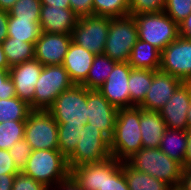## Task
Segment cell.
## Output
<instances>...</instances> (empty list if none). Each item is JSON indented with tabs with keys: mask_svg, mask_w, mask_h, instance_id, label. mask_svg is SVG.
Returning a JSON list of instances; mask_svg holds the SVG:
<instances>
[{
	"mask_svg": "<svg viewBox=\"0 0 191 190\" xmlns=\"http://www.w3.org/2000/svg\"><path fill=\"white\" fill-rule=\"evenodd\" d=\"M23 174L52 188L70 176L67 158L59 150H32Z\"/></svg>",
	"mask_w": 191,
	"mask_h": 190,
	"instance_id": "obj_2",
	"label": "cell"
},
{
	"mask_svg": "<svg viewBox=\"0 0 191 190\" xmlns=\"http://www.w3.org/2000/svg\"><path fill=\"white\" fill-rule=\"evenodd\" d=\"M42 69L43 65L35 58L26 60L9 69V75L13 81L16 96L27 102L31 109H33L35 86Z\"/></svg>",
	"mask_w": 191,
	"mask_h": 190,
	"instance_id": "obj_15",
	"label": "cell"
},
{
	"mask_svg": "<svg viewBox=\"0 0 191 190\" xmlns=\"http://www.w3.org/2000/svg\"><path fill=\"white\" fill-rule=\"evenodd\" d=\"M70 8L80 18L93 15V0H69Z\"/></svg>",
	"mask_w": 191,
	"mask_h": 190,
	"instance_id": "obj_40",
	"label": "cell"
},
{
	"mask_svg": "<svg viewBox=\"0 0 191 190\" xmlns=\"http://www.w3.org/2000/svg\"><path fill=\"white\" fill-rule=\"evenodd\" d=\"M73 84L62 64L44 65L35 86L33 109L47 110Z\"/></svg>",
	"mask_w": 191,
	"mask_h": 190,
	"instance_id": "obj_9",
	"label": "cell"
},
{
	"mask_svg": "<svg viewBox=\"0 0 191 190\" xmlns=\"http://www.w3.org/2000/svg\"><path fill=\"white\" fill-rule=\"evenodd\" d=\"M170 190H181L179 187L171 188Z\"/></svg>",
	"mask_w": 191,
	"mask_h": 190,
	"instance_id": "obj_52",
	"label": "cell"
},
{
	"mask_svg": "<svg viewBox=\"0 0 191 190\" xmlns=\"http://www.w3.org/2000/svg\"><path fill=\"white\" fill-rule=\"evenodd\" d=\"M42 5L60 7V8H70L69 0H40Z\"/></svg>",
	"mask_w": 191,
	"mask_h": 190,
	"instance_id": "obj_47",
	"label": "cell"
},
{
	"mask_svg": "<svg viewBox=\"0 0 191 190\" xmlns=\"http://www.w3.org/2000/svg\"><path fill=\"white\" fill-rule=\"evenodd\" d=\"M1 44L10 67L34 58V43L7 37Z\"/></svg>",
	"mask_w": 191,
	"mask_h": 190,
	"instance_id": "obj_29",
	"label": "cell"
},
{
	"mask_svg": "<svg viewBox=\"0 0 191 190\" xmlns=\"http://www.w3.org/2000/svg\"><path fill=\"white\" fill-rule=\"evenodd\" d=\"M164 12L179 25L191 14V0H166Z\"/></svg>",
	"mask_w": 191,
	"mask_h": 190,
	"instance_id": "obj_35",
	"label": "cell"
},
{
	"mask_svg": "<svg viewBox=\"0 0 191 190\" xmlns=\"http://www.w3.org/2000/svg\"><path fill=\"white\" fill-rule=\"evenodd\" d=\"M127 162L138 171L165 182L171 188L179 187L184 167L159 148H141Z\"/></svg>",
	"mask_w": 191,
	"mask_h": 190,
	"instance_id": "obj_3",
	"label": "cell"
},
{
	"mask_svg": "<svg viewBox=\"0 0 191 190\" xmlns=\"http://www.w3.org/2000/svg\"><path fill=\"white\" fill-rule=\"evenodd\" d=\"M140 130L143 148H159L167 126L159 111L140 108Z\"/></svg>",
	"mask_w": 191,
	"mask_h": 190,
	"instance_id": "obj_20",
	"label": "cell"
},
{
	"mask_svg": "<svg viewBox=\"0 0 191 190\" xmlns=\"http://www.w3.org/2000/svg\"><path fill=\"white\" fill-rule=\"evenodd\" d=\"M124 175L129 190H170L171 187L157 178L133 168L124 161Z\"/></svg>",
	"mask_w": 191,
	"mask_h": 190,
	"instance_id": "obj_25",
	"label": "cell"
},
{
	"mask_svg": "<svg viewBox=\"0 0 191 190\" xmlns=\"http://www.w3.org/2000/svg\"><path fill=\"white\" fill-rule=\"evenodd\" d=\"M8 151L14 160L16 168L22 172L32 153L30 144L25 139H22L21 141L16 142Z\"/></svg>",
	"mask_w": 191,
	"mask_h": 190,
	"instance_id": "obj_37",
	"label": "cell"
},
{
	"mask_svg": "<svg viewBox=\"0 0 191 190\" xmlns=\"http://www.w3.org/2000/svg\"><path fill=\"white\" fill-rule=\"evenodd\" d=\"M117 112L97 89H87V123L99 128L109 140L114 135Z\"/></svg>",
	"mask_w": 191,
	"mask_h": 190,
	"instance_id": "obj_12",
	"label": "cell"
},
{
	"mask_svg": "<svg viewBox=\"0 0 191 190\" xmlns=\"http://www.w3.org/2000/svg\"><path fill=\"white\" fill-rule=\"evenodd\" d=\"M0 69H10V65L7 61V58L3 51V47L1 43H0Z\"/></svg>",
	"mask_w": 191,
	"mask_h": 190,
	"instance_id": "obj_49",
	"label": "cell"
},
{
	"mask_svg": "<svg viewBox=\"0 0 191 190\" xmlns=\"http://www.w3.org/2000/svg\"><path fill=\"white\" fill-rule=\"evenodd\" d=\"M41 33L39 22L19 18H9L8 20V37L15 38V40L35 44Z\"/></svg>",
	"mask_w": 191,
	"mask_h": 190,
	"instance_id": "obj_27",
	"label": "cell"
},
{
	"mask_svg": "<svg viewBox=\"0 0 191 190\" xmlns=\"http://www.w3.org/2000/svg\"><path fill=\"white\" fill-rule=\"evenodd\" d=\"M111 17L89 15L77 20L72 41L94 55L104 53Z\"/></svg>",
	"mask_w": 191,
	"mask_h": 190,
	"instance_id": "obj_10",
	"label": "cell"
},
{
	"mask_svg": "<svg viewBox=\"0 0 191 190\" xmlns=\"http://www.w3.org/2000/svg\"><path fill=\"white\" fill-rule=\"evenodd\" d=\"M17 0H0V10L9 11Z\"/></svg>",
	"mask_w": 191,
	"mask_h": 190,
	"instance_id": "obj_50",
	"label": "cell"
},
{
	"mask_svg": "<svg viewBox=\"0 0 191 190\" xmlns=\"http://www.w3.org/2000/svg\"><path fill=\"white\" fill-rule=\"evenodd\" d=\"M9 12L0 10V43L8 37Z\"/></svg>",
	"mask_w": 191,
	"mask_h": 190,
	"instance_id": "obj_43",
	"label": "cell"
},
{
	"mask_svg": "<svg viewBox=\"0 0 191 190\" xmlns=\"http://www.w3.org/2000/svg\"><path fill=\"white\" fill-rule=\"evenodd\" d=\"M15 96V87L9 69H0V99H10Z\"/></svg>",
	"mask_w": 191,
	"mask_h": 190,
	"instance_id": "obj_39",
	"label": "cell"
},
{
	"mask_svg": "<svg viewBox=\"0 0 191 190\" xmlns=\"http://www.w3.org/2000/svg\"><path fill=\"white\" fill-rule=\"evenodd\" d=\"M187 124H188V130H191V104L187 112Z\"/></svg>",
	"mask_w": 191,
	"mask_h": 190,
	"instance_id": "obj_51",
	"label": "cell"
},
{
	"mask_svg": "<svg viewBox=\"0 0 191 190\" xmlns=\"http://www.w3.org/2000/svg\"><path fill=\"white\" fill-rule=\"evenodd\" d=\"M100 190H129L124 175V161L112 156L104 160V183Z\"/></svg>",
	"mask_w": 191,
	"mask_h": 190,
	"instance_id": "obj_28",
	"label": "cell"
},
{
	"mask_svg": "<svg viewBox=\"0 0 191 190\" xmlns=\"http://www.w3.org/2000/svg\"><path fill=\"white\" fill-rule=\"evenodd\" d=\"M187 148V131L167 128L159 149L184 167Z\"/></svg>",
	"mask_w": 191,
	"mask_h": 190,
	"instance_id": "obj_23",
	"label": "cell"
},
{
	"mask_svg": "<svg viewBox=\"0 0 191 190\" xmlns=\"http://www.w3.org/2000/svg\"><path fill=\"white\" fill-rule=\"evenodd\" d=\"M71 41V35L42 32L34 44V58L43 66L60 65L64 61Z\"/></svg>",
	"mask_w": 191,
	"mask_h": 190,
	"instance_id": "obj_16",
	"label": "cell"
},
{
	"mask_svg": "<svg viewBox=\"0 0 191 190\" xmlns=\"http://www.w3.org/2000/svg\"><path fill=\"white\" fill-rule=\"evenodd\" d=\"M32 109L30 105L17 96L0 99V123L8 121H26Z\"/></svg>",
	"mask_w": 191,
	"mask_h": 190,
	"instance_id": "obj_30",
	"label": "cell"
},
{
	"mask_svg": "<svg viewBox=\"0 0 191 190\" xmlns=\"http://www.w3.org/2000/svg\"><path fill=\"white\" fill-rule=\"evenodd\" d=\"M166 0H129V15L160 13Z\"/></svg>",
	"mask_w": 191,
	"mask_h": 190,
	"instance_id": "obj_36",
	"label": "cell"
},
{
	"mask_svg": "<svg viewBox=\"0 0 191 190\" xmlns=\"http://www.w3.org/2000/svg\"><path fill=\"white\" fill-rule=\"evenodd\" d=\"M182 83L183 81L175 76L161 70H153L152 85L138 107L148 111H160Z\"/></svg>",
	"mask_w": 191,
	"mask_h": 190,
	"instance_id": "obj_17",
	"label": "cell"
},
{
	"mask_svg": "<svg viewBox=\"0 0 191 190\" xmlns=\"http://www.w3.org/2000/svg\"><path fill=\"white\" fill-rule=\"evenodd\" d=\"M95 55L71 41L62 65L74 84H82L88 75Z\"/></svg>",
	"mask_w": 191,
	"mask_h": 190,
	"instance_id": "obj_19",
	"label": "cell"
},
{
	"mask_svg": "<svg viewBox=\"0 0 191 190\" xmlns=\"http://www.w3.org/2000/svg\"><path fill=\"white\" fill-rule=\"evenodd\" d=\"M42 3L40 0H17L8 11L9 18L31 19L39 22Z\"/></svg>",
	"mask_w": 191,
	"mask_h": 190,
	"instance_id": "obj_34",
	"label": "cell"
},
{
	"mask_svg": "<svg viewBox=\"0 0 191 190\" xmlns=\"http://www.w3.org/2000/svg\"><path fill=\"white\" fill-rule=\"evenodd\" d=\"M49 190H85L81 187L77 182L73 180L71 176H69L66 180L56 184L54 187Z\"/></svg>",
	"mask_w": 191,
	"mask_h": 190,
	"instance_id": "obj_42",
	"label": "cell"
},
{
	"mask_svg": "<svg viewBox=\"0 0 191 190\" xmlns=\"http://www.w3.org/2000/svg\"><path fill=\"white\" fill-rule=\"evenodd\" d=\"M24 139L32 150H58V123L48 110L32 109L29 112Z\"/></svg>",
	"mask_w": 191,
	"mask_h": 190,
	"instance_id": "obj_8",
	"label": "cell"
},
{
	"mask_svg": "<svg viewBox=\"0 0 191 190\" xmlns=\"http://www.w3.org/2000/svg\"><path fill=\"white\" fill-rule=\"evenodd\" d=\"M131 68L128 62H117L104 84L97 89L117 109L130 108L128 80Z\"/></svg>",
	"mask_w": 191,
	"mask_h": 190,
	"instance_id": "obj_13",
	"label": "cell"
},
{
	"mask_svg": "<svg viewBox=\"0 0 191 190\" xmlns=\"http://www.w3.org/2000/svg\"><path fill=\"white\" fill-rule=\"evenodd\" d=\"M116 63L117 61L105 54L95 55L87 78L81 85L87 89H98L104 84Z\"/></svg>",
	"mask_w": 191,
	"mask_h": 190,
	"instance_id": "obj_26",
	"label": "cell"
},
{
	"mask_svg": "<svg viewBox=\"0 0 191 190\" xmlns=\"http://www.w3.org/2000/svg\"><path fill=\"white\" fill-rule=\"evenodd\" d=\"M191 104V82H183L159 113L167 128L188 131L187 112Z\"/></svg>",
	"mask_w": 191,
	"mask_h": 190,
	"instance_id": "obj_14",
	"label": "cell"
},
{
	"mask_svg": "<svg viewBox=\"0 0 191 190\" xmlns=\"http://www.w3.org/2000/svg\"><path fill=\"white\" fill-rule=\"evenodd\" d=\"M78 18L71 8L42 5L39 24L42 32L71 35Z\"/></svg>",
	"mask_w": 191,
	"mask_h": 190,
	"instance_id": "obj_18",
	"label": "cell"
},
{
	"mask_svg": "<svg viewBox=\"0 0 191 190\" xmlns=\"http://www.w3.org/2000/svg\"><path fill=\"white\" fill-rule=\"evenodd\" d=\"M107 36L103 54L117 62H128L132 48L139 39L134 16L112 18Z\"/></svg>",
	"mask_w": 191,
	"mask_h": 190,
	"instance_id": "obj_5",
	"label": "cell"
},
{
	"mask_svg": "<svg viewBox=\"0 0 191 190\" xmlns=\"http://www.w3.org/2000/svg\"><path fill=\"white\" fill-rule=\"evenodd\" d=\"M153 70L131 68L128 80L130 108L138 107L152 85Z\"/></svg>",
	"mask_w": 191,
	"mask_h": 190,
	"instance_id": "obj_24",
	"label": "cell"
},
{
	"mask_svg": "<svg viewBox=\"0 0 191 190\" xmlns=\"http://www.w3.org/2000/svg\"><path fill=\"white\" fill-rule=\"evenodd\" d=\"M70 176L85 190H100L104 183V160L73 167Z\"/></svg>",
	"mask_w": 191,
	"mask_h": 190,
	"instance_id": "obj_21",
	"label": "cell"
},
{
	"mask_svg": "<svg viewBox=\"0 0 191 190\" xmlns=\"http://www.w3.org/2000/svg\"><path fill=\"white\" fill-rule=\"evenodd\" d=\"M75 151L67 158L68 167L103 161L112 156L110 140L99 130L86 123L81 129Z\"/></svg>",
	"mask_w": 191,
	"mask_h": 190,
	"instance_id": "obj_7",
	"label": "cell"
},
{
	"mask_svg": "<svg viewBox=\"0 0 191 190\" xmlns=\"http://www.w3.org/2000/svg\"><path fill=\"white\" fill-rule=\"evenodd\" d=\"M139 123V107L118 109L114 135L110 140L111 154L116 160L127 161L143 148Z\"/></svg>",
	"mask_w": 191,
	"mask_h": 190,
	"instance_id": "obj_1",
	"label": "cell"
},
{
	"mask_svg": "<svg viewBox=\"0 0 191 190\" xmlns=\"http://www.w3.org/2000/svg\"><path fill=\"white\" fill-rule=\"evenodd\" d=\"M160 55L161 52L156 47L138 39L132 48L128 63L135 69L157 71L160 67Z\"/></svg>",
	"mask_w": 191,
	"mask_h": 190,
	"instance_id": "obj_22",
	"label": "cell"
},
{
	"mask_svg": "<svg viewBox=\"0 0 191 190\" xmlns=\"http://www.w3.org/2000/svg\"><path fill=\"white\" fill-rule=\"evenodd\" d=\"M47 110L57 123L86 124L87 88L81 84H73L62 92Z\"/></svg>",
	"mask_w": 191,
	"mask_h": 190,
	"instance_id": "obj_6",
	"label": "cell"
},
{
	"mask_svg": "<svg viewBox=\"0 0 191 190\" xmlns=\"http://www.w3.org/2000/svg\"><path fill=\"white\" fill-rule=\"evenodd\" d=\"M12 190H49V188L32 177L19 172L13 180Z\"/></svg>",
	"mask_w": 191,
	"mask_h": 190,
	"instance_id": "obj_38",
	"label": "cell"
},
{
	"mask_svg": "<svg viewBox=\"0 0 191 190\" xmlns=\"http://www.w3.org/2000/svg\"><path fill=\"white\" fill-rule=\"evenodd\" d=\"M16 174H0V190H12Z\"/></svg>",
	"mask_w": 191,
	"mask_h": 190,
	"instance_id": "obj_45",
	"label": "cell"
},
{
	"mask_svg": "<svg viewBox=\"0 0 191 190\" xmlns=\"http://www.w3.org/2000/svg\"><path fill=\"white\" fill-rule=\"evenodd\" d=\"M184 168H191V130L187 131V148L185 154Z\"/></svg>",
	"mask_w": 191,
	"mask_h": 190,
	"instance_id": "obj_48",
	"label": "cell"
},
{
	"mask_svg": "<svg viewBox=\"0 0 191 190\" xmlns=\"http://www.w3.org/2000/svg\"><path fill=\"white\" fill-rule=\"evenodd\" d=\"M93 15L111 18L129 15V0H93Z\"/></svg>",
	"mask_w": 191,
	"mask_h": 190,
	"instance_id": "obj_33",
	"label": "cell"
},
{
	"mask_svg": "<svg viewBox=\"0 0 191 190\" xmlns=\"http://www.w3.org/2000/svg\"><path fill=\"white\" fill-rule=\"evenodd\" d=\"M138 38L150 43L160 52L179 36V25L164 11L134 15Z\"/></svg>",
	"mask_w": 191,
	"mask_h": 190,
	"instance_id": "obj_4",
	"label": "cell"
},
{
	"mask_svg": "<svg viewBox=\"0 0 191 190\" xmlns=\"http://www.w3.org/2000/svg\"><path fill=\"white\" fill-rule=\"evenodd\" d=\"M19 172L9 151L0 149V174H18Z\"/></svg>",
	"mask_w": 191,
	"mask_h": 190,
	"instance_id": "obj_41",
	"label": "cell"
},
{
	"mask_svg": "<svg viewBox=\"0 0 191 190\" xmlns=\"http://www.w3.org/2000/svg\"><path fill=\"white\" fill-rule=\"evenodd\" d=\"M159 70L191 82V38L179 36L161 51Z\"/></svg>",
	"mask_w": 191,
	"mask_h": 190,
	"instance_id": "obj_11",
	"label": "cell"
},
{
	"mask_svg": "<svg viewBox=\"0 0 191 190\" xmlns=\"http://www.w3.org/2000/svg\"><path fill=\"white\" fill-rule=\"evenodd\" d=\"M179 188L181 190H191V168L183 169Z\"/></svg>",
	"mask_w": 191,
	"mask_h": 190,
	"instance_id": "obj_44",
	"label": "cell"
},
{
	"mask_svg": "<svg viewBox=\"0 0 191 190\" xmlns=\"http://www.w3.org/2000/svg\"><path fill=\"white\" fill-rule=\"evenodd\" d=\"M26 121H6L0 123V149L10 150L18 141L24 139Z\"/></svg>",
	"mask_w": 191,
	"mask_h": 190,
	"instance_id": "obj_32",
	"label": "cell"
},
{
	"mask_svg": "<svg viewBox=\"0 0 191 190\" xmlns=\"http://www.w3.org/2000/svg\"><path fill=\"white\" fill-rule=\"evenodd\" d=\"M85 124L68 125V123H58V150L68 158L76 149L80 138L81 129Z\"/></svg>",
	"mask_w": 191,
	"mask_h": 190,
	"instance_id": "obj_31",
	"label": "cell"
},
{
	"mask_svg": "<svg viewBox=\"0 0 191 190\" xmlns=\"http://www.w3.org/2000/svg\"><path fill=\"white\" fill-rule=\"evenodd\" d=\"M179 33L181 36L191 38V14L179 24Z\"/></svg>",
	"mask_w": 191,
	"mask_h": 190,
	"instance_id": "obj_46",
	"label": "cell"
}]
</instances>
